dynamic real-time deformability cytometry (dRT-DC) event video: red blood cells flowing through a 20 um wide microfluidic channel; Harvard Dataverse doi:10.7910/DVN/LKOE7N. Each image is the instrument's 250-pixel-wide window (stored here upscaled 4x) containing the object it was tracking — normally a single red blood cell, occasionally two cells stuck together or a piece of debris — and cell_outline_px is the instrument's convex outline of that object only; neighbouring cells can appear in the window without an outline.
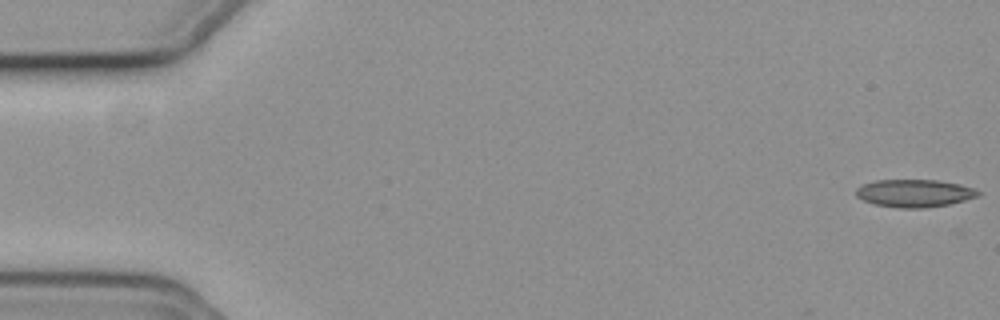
{"species": "common noctule bat (a hibernating species)", "species_latin": "Nyctalus noctula", "temperature_condition": "cold", "stored_images_in_passage": 56, "camera_frame_rate_fps": 3000, "um_per_image_px": 0.085, "animal": {"sex": "female", "body_mass_g": 19.3, "forearm_length_mm": 54.1}, "frame": {"image": 1, "passage_image": 1, "time_ms": 0.0, "image_size_px": [1000, 320], "cell_outline_px": [[980, 196], [948, 204], [924, 208], [900, 208], [872, 204], [856, 196], [856, 188], [860, 184], [876, 180], [940, 180], [960, 184], [976, 188], [980, 192]], "centroid_in_image_um": [77.72, 16.41], "position_along_channel_um": 7.3, "area_um2": 19.88}}
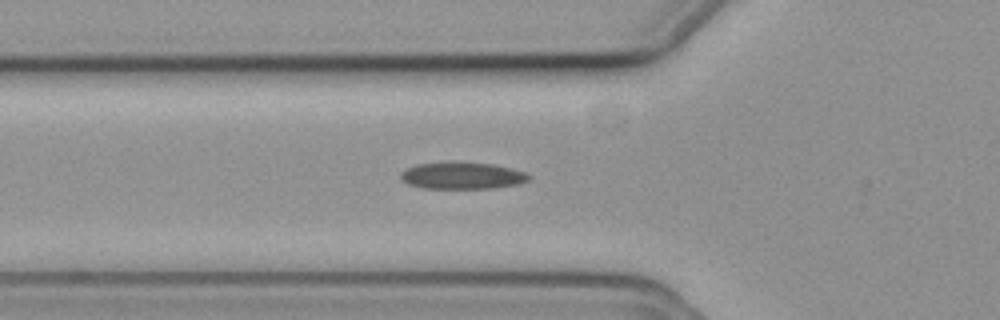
{"frame": {"image": 2, "passage_image": 20, "time_ms": 6.333, "image_size_px": [1000, 320], "cell_outline_px": [[532, 176], [528, 180], [520, 184], [492, 188], [424, 188], [408, 184], [400, 180], [400, 172], [416, 164], [452, 160], [456, 160], [492, 164], [512, 168], [524, 172]], "centroid_in_image_um": [39.26, 14.9], "position_along_channel_um": 86.5, "area_um2": 20.58}}
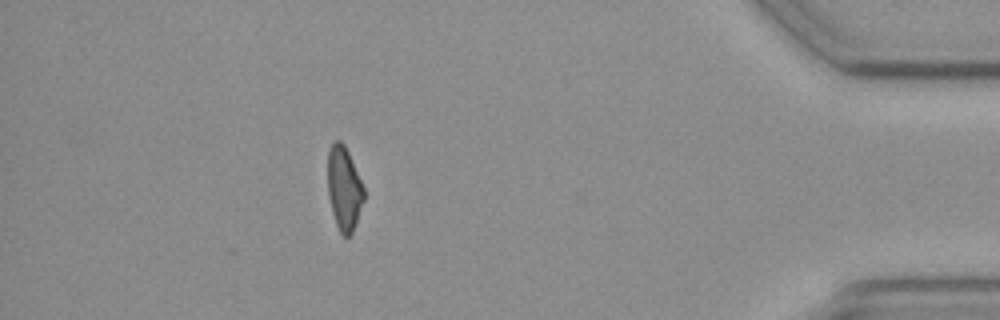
{"frame": {"image": 3, "passage_image": 50, "time_ms": 16.333, "image_size_px": [1000, 320], "cell_outline_px": [[364, 200], [352, 232], [348, 236], [344, 236], [340, 232], [336, 224], [332, 212], [328, 196], [328, 148], [336, 140], [340, 140], [344, 144], [348, 152], [364, 188]], "centroid_in_image_um": [29.23, 16.0], "position_along_channel_um": 406.0, "area_um2": 17.46}, "authors_computed_cell_mechanics": {"area_um2": 19.5364, "velocity_mm_per_s": 3.7264, "shape_relaxation_time_tau1_ms": 9.1541, "shape_relaxation_time_tau2_ms": null, "deformation_change_tau1": 0.1903, "deformation_change_tau2": null}}